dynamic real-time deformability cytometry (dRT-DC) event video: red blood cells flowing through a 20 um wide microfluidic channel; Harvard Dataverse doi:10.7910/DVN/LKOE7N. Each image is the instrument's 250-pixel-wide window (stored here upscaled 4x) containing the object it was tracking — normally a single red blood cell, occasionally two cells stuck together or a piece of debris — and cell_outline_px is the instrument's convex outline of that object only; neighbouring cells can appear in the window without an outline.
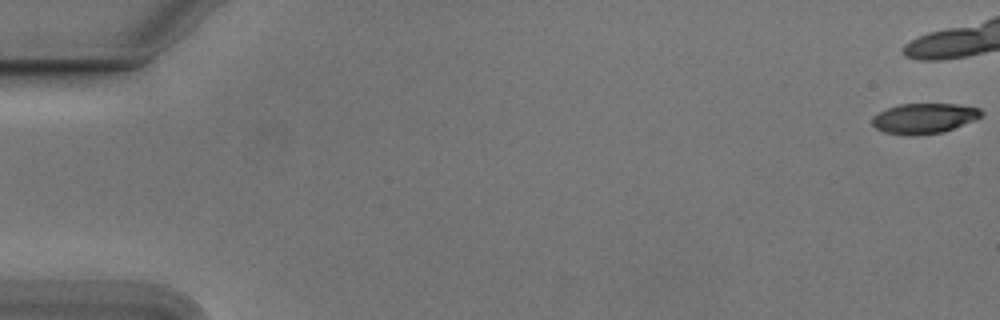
{"species": "Egyptian fruit bat (a non-hibernating species)", "species_latin": "Rousettus aegyptiacus", "temperature_condition": "cold", "stored_images_in_passage": 11, "camera_frame_rate_fps": 3000, "um_per_image_px": 0.085, "animal": {"sex": "male"}, "frame": {"image": 1, "passage_image": 1, "time_ms": 0.0, "image_size_px": [1000, 320], "cell_outline_px": [[984, 116], [944, 132], [916, 136], [904, 136], [884, 132], [876, 128], [872, 124], [872, 116], [888, 108], [900, 104], [956, 104], [980, 108], [984, 112]], "centroid_in_image_um": [78.56, 10.07], "position_along_channel_um": 6.4, "area_um2": 19.48}}